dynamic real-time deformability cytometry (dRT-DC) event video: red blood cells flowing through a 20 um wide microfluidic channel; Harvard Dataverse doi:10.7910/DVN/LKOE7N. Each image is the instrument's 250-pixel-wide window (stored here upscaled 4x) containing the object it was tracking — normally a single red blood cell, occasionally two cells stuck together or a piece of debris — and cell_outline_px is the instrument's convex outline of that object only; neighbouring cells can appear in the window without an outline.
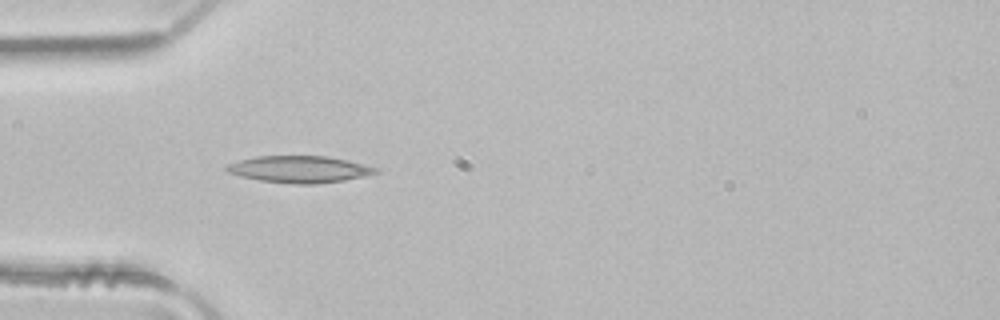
{"species": "common noctule bat (a hibernating species)", "species_latin": "Nyctalus noctula", "temperature_condition": "room temperature", "stored_images_in_passage": 3, "camera_frame_rate_fps": 3000, "um_per_image_px": 0.085, "animal": {"sex": "male", "body_mass_g": 21.5, "forearm_length_mm": 52.0}, "frame": {"image": 1, "passage_image": 1, "time_ms": 0.0, "image_size_px": [1000, 320], "cell_outline_px": [[380, 172], [344, 180], [312, 184], [296, 184], [260, 180], [240, 176], [228, 172], [224, 168], [228, 164], [240, 160], [256, 156], [328, 156], [364, 164], [376, 168]], "centroid_in_image_um": [25.43, 14.38], "position_along_channel_um": 59.6, "area_um2": 23.0}}